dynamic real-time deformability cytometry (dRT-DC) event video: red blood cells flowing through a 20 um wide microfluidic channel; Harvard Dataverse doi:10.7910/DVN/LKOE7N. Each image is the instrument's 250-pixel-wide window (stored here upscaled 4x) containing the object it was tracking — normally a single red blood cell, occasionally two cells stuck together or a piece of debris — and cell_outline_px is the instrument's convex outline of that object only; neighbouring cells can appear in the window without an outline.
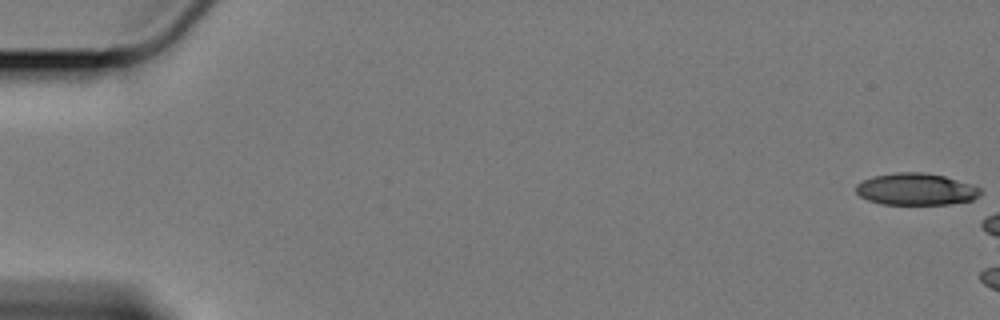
{"species": "Egyptian fruit bat (a non-hibernating species)", "species_latin": "Rousettus aegyptiacus", "temperature_condition": "cold", "stored_images_in_passage": 8, "camera_frame_rate_fps": 3000, "um_per_image_px": 0.085, "animal": {"sex": "female"}, "frame": {"image": 1, "passage_image": 1, "time_ms": 0.0, "image_size_px": [1000, 320], "cell_outline_px": [[984, 192], [972, 200], [948, 204], [880, 204], [868, 200], [860, 196], [856, 192], [856, 184], [872, 176], [892, 172], [924, 172], [944, 176], [984, 188]], "centroid_in_image_um": [77.88, 16.07], "position_along_channel_um": 7.1, "area_um2": 23.35}}